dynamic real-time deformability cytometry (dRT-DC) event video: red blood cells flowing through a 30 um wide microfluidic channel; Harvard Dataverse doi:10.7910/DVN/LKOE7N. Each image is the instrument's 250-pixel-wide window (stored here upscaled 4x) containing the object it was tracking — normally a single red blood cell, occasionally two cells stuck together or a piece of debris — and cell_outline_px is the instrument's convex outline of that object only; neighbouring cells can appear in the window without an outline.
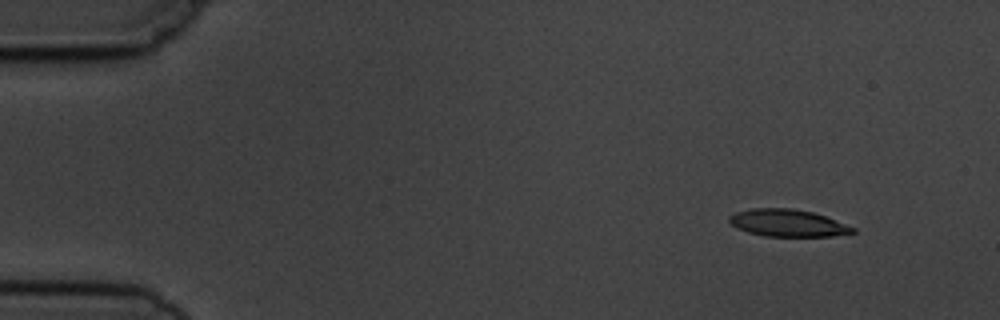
{"species": "common noctule bat (a hibernating species)", "species_latin": "Nyctalus noctula", "temperature_condition": "cold", "stored_images_in_passage": 4, "camera_frame_rate_fps": 3000, "um_per_image_px": 0.085, "animal": {"sex": "male", "body_mass_g": 19.5, "forearm_length_mm": 54.6}, "frame": {"image": 1, "passage_image": 1, "time_ms": 0.0, "image_size_px": [1000, 320], "cell_outline_px": [[856, 232], [832, 236], [764, 236], [748, 232], [736, 228], [728, 220], [728, 216], [736, 212], [752, 208], [792, 208], [812, 212], [824, 216], [856, 228]], "centroid_in_image_um": [66.93, 18.95], "position_along_channel_um": 18.1, "area_um2": 19.48}}
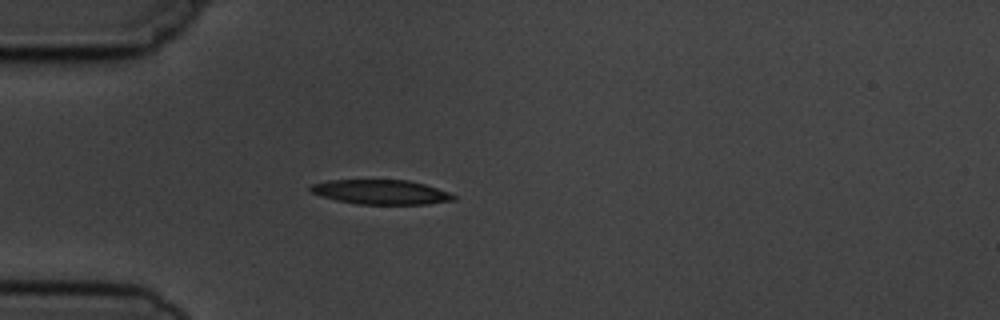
{"frame": {"image": 2, "passage_image": 4, "time_ms": 3.333, "image_size_px": [1000, 320], "cell_outline_px": [[456, 200], [428, 204], [356, 204], [336, 200], [320, 196], [312, 192], [308, 188], [312, 184], [328, 180], [408, 180], [424, 184], [448, 192], [456, 196]], "centroid_in_image_um": [32.37, 16.33], "position_along_channel_um": 52.6, "area_um2": 20.46}}